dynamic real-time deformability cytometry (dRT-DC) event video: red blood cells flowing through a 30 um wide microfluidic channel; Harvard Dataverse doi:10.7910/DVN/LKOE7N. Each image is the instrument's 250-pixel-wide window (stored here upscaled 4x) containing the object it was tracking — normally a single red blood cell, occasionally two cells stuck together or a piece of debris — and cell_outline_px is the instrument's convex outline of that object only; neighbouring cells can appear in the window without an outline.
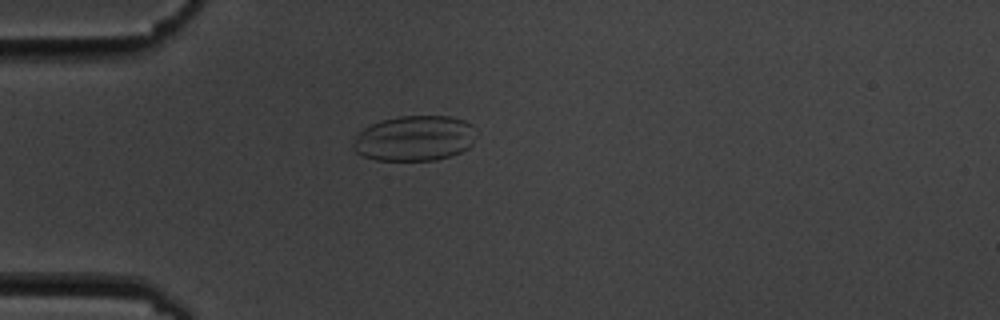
{"species": "common noctule bat (a hibernating species)", "species_latin": "Nyctalus noctula", "temperature_condition": "cold", "stored_images_in_passage": 14, "camera_frame_rate_fps": 3000, "um_per_image_px": 0.085, "animal": {"sex": "male", "body_mass_g": 19.5, "forearm_length_mm": 54.6}, "frame": {"image": 1, "passage_image": 3, "time_ms": 3.333, "image_size_px": [1000, 320], "cell_outline_px": [[476, 136], [472, 144], [468, 148], [460, 152], [436, 160], [376, 160], [364, 156], [356, 152], [352, 148], [352, 144], [356, 136], [364, 128], [380, 120], [400, 116], [448, 116], [464, 120], [472, 124]], "centroid_in_image_um": [35.24, 11.75], "position_along_channel_um": 49.8, "area_um2": 32.54}}
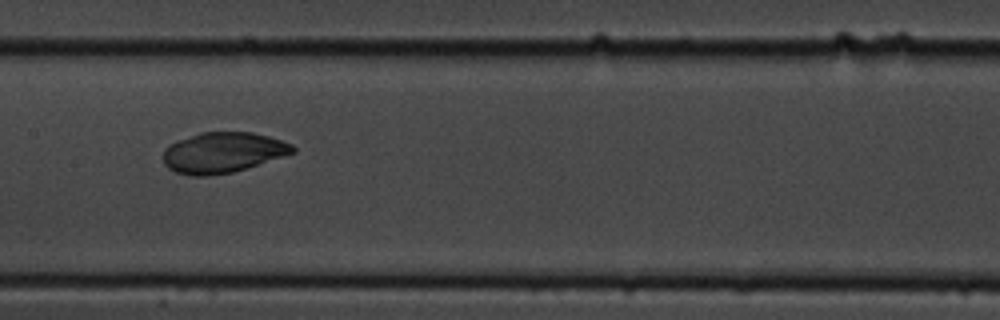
{"frame": {"image": 2, "passage_image": 7, "time_ms": 7.667, "image_size_px": [1000, 320], "cell_outline_px": [[296, 152], [232, 172], [208, 176], [192, 176], [176, 172], [168, 168], [164, 164], [164, 148], [168, 144], [176, 140], [200, 132], [252, 132], [268, 136], [292, 144], [296, 148]], "centroid_in_image_um": [18.91, 12.96], "position_along_channel_um": 188.5, "area_um2": 30.58}}
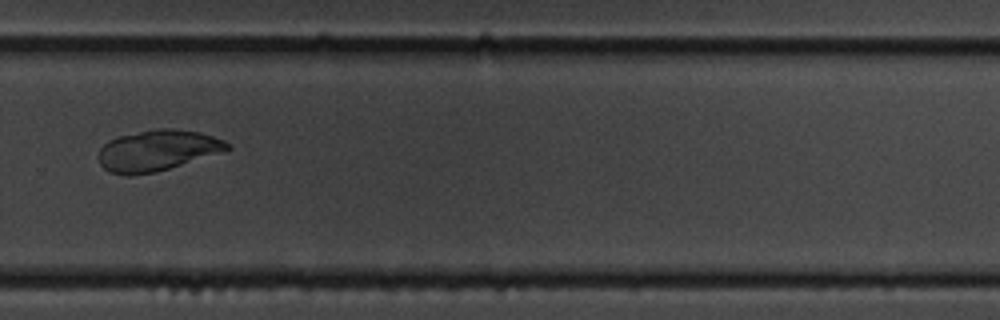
{"frame": {"image": 3, "passage_image": 10, "time_ms": 11.333, "image_size_px": [1000, 320], "cell_outline_px": [[232, 148], [228, 152], [156, 172], [132, 176], [124, 176], [112, 172], [104, 168], [100, 164], [100, 148], [108, 140], [120, 136], [156, 128], [172, 128], [200, 132], [224, 140]], "centroid_in_image_um": [13.45, 12.8], "position_along_channel_um": 316.4, "area_um2": 31.04}}